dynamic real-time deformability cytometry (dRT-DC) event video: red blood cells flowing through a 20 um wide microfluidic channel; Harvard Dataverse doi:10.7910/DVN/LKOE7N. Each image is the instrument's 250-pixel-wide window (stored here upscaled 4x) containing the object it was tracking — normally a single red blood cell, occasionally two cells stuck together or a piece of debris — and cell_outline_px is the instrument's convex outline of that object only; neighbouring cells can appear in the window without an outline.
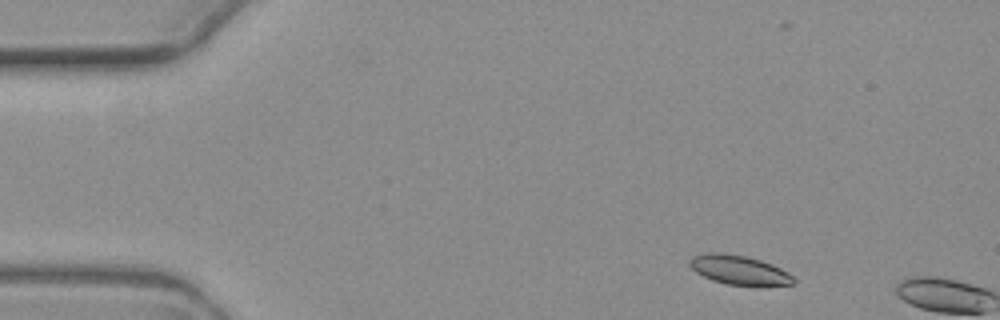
{"species": "common noctule bat (a hibernating species)", "species_latin": "Nyctalus noctula", "temperature_condition": "warm", "stored_images_in_passage": 2, "camera_frame_rate_fps": 3000, "um_per_image_px": 0.085, "animal": {"sex": "female", "body_mass_g": 19.3, "forearm_length_mm": 54.1}, "frame": {"image": 1, "passage_image": 1, "time_ms": 0.0, "image_size_px": [1000, 320], "cell_outline_px": [[796, 280], [792, 284], [728, 284], [712, 280], [696, 272], [688, 264], [688, 260], [692, 256], [704, 252], [716, 252], [744, 256], [760, 260], [772, 264], [788, 272]], "centroid_in_image_um": [62.75, 22.91], "position_along_channel_um": 22.2, "area_um2": 17.28}}